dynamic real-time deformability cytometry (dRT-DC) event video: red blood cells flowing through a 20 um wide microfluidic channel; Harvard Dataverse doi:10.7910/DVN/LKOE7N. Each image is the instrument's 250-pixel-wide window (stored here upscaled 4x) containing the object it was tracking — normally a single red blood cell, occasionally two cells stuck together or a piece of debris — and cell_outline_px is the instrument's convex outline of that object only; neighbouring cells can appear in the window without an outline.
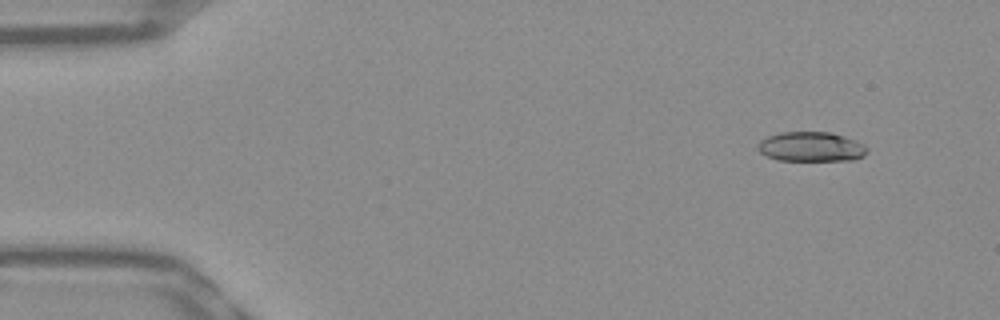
{"species": "Egyptian fruit bat (a non-hibernating species)", "species_latin": "Rousettus aegyptiacus", "temperature_condition": "warm", "stored_images_in_passage": 48, "camera_frame_rate_fps": 3000, "um_per_image_px": 0.085, "frame": {"image": 1, "passage_image": 1, "time_ms": 0.0, "image_size_px": [1000, 320], "cell_outline_px": [[868, 152], [864, 156], [856, 160], [776, 160], [760, 152], [756, 148], [756, 144], [760, 140], [768, 136], [780, 132], [828, 132], [844, 136], [856, 140], [864, 144], [868, 148]], "centroid_in_image_um": [68.96, 12.47], "position_along_channel_um": 16.0, "area_um2": 19.07}}
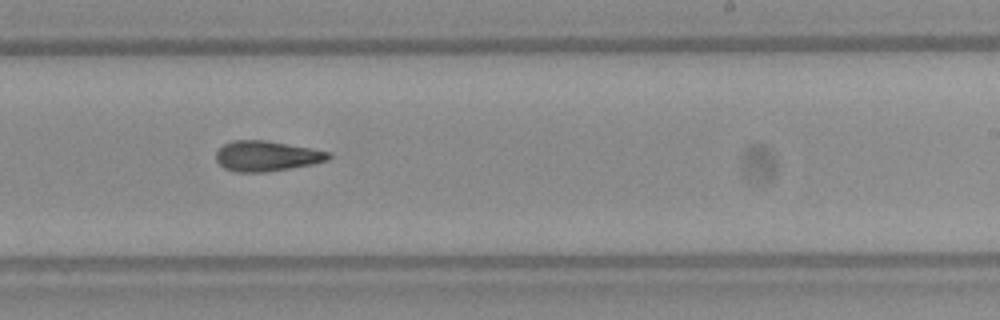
{"frame": {"image": 2, "passage_image": 28, "time_ms": 9.0, "image_size_px": [1000, 320], "cell_outline_px": [[332, 156], [328, 160], [312, 164], [264, 172], [236, 172], [224, 168], [216, 160], [216, 152], [224, 144], [232, 140], [264, 140], [308, 148], [328, 152]], "centroid_in_image_um": [22.62, 13.26], "position_along_channel_um": 266.4, "area_um2": 19.54}}
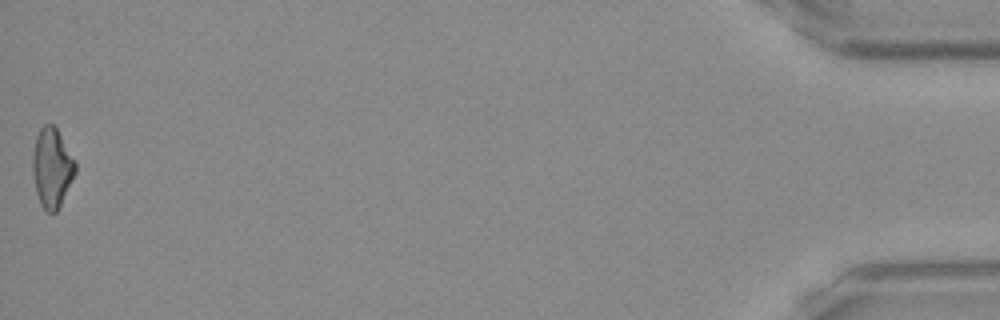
{"frame": {"image": 3, "passage_image": 48, "time_ms": 15.667, "image_size_px": [1000, 320], "cell_outline_px": [[76, 172], [56, 212], [48, 212], [40, 204], [36, 192], [32, 172], [32, 156], [36, 136], [40, 128], [44, 124], [52, 124], [56, 128], [76, 164]], "centroid_in_image_um": [4.38, 14.25], "position_along_channel_um": 430.8, "area_um2": 19.42}, "authors_computed_cell_mechanics": {"area_um2": 19.652, "velocity_mm_per_s": 3.9309, "shape_relaxation_time_tau1_ms": 7.0104, "shape_relaxation_time_tau2_ms": 4.7057, "deformation_change_tau1": 0.2034, "deformation_change_tau2": 0.1599}}